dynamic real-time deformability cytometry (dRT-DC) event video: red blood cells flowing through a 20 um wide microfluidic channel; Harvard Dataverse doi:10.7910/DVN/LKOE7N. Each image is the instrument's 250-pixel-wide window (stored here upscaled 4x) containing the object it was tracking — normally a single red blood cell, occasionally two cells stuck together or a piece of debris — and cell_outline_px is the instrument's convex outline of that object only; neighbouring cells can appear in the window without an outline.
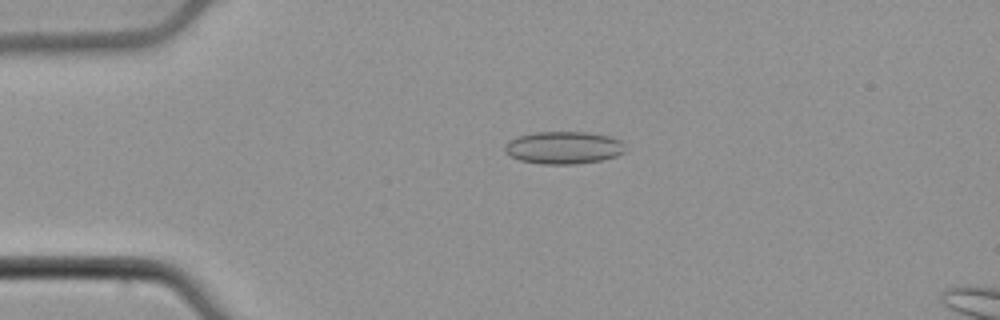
{"species": "common noctule bat (a hibernating species)", "species_latin": "Nyctalus noctula", "temperature_condition": "cold", "stored_images_in_passage": 54, "camera_frame_rate_fps": 3000, "um_per_image_px": 0.085, "animal": {"sex": "male", "body_mass_g": 21.5, "forearm_length_mm": 52.0}, "frame": {"image": 1, "passage_image": 13, "time_ms": 4.0, "image_size_px": [1000, 320], "cell_outline_px": [[624, 152], [616, 156], [600, 160], [576, 164], [540, 164], [520, 160], [512, 156], [504, 148], [504, 144], [516, 136], [536, 132], [588, 132], [612, 136], [620, 140], [624, 144]], "centroid_in_image_um": [47.92, 12.54], "position_along_channel_um": 37.1, "area_um2": 22.83}}
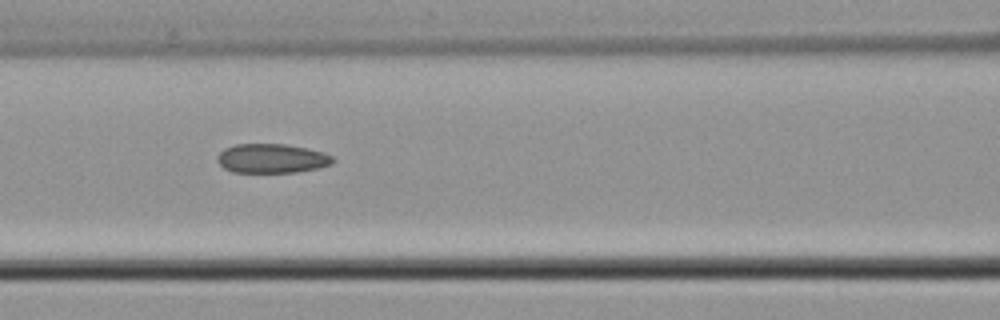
{"frame": {"image": 2, "passage_image": 24, "time_ms": 7.667, "image_size_px": [1000, 320], "cell_outline_px": [[336, 160], [332, 164], [316, 168], [296, 172], [232, 172], [224, 168], [216, 160], [216, 156], [224, 148], [236, 144], [284, 144], [308, 148], [324, 152], [332, 156]], "centroid_in_image_um": [23.1, 13.46], "position_along_channel_um": 143.5, "area_um2": 19.77}}
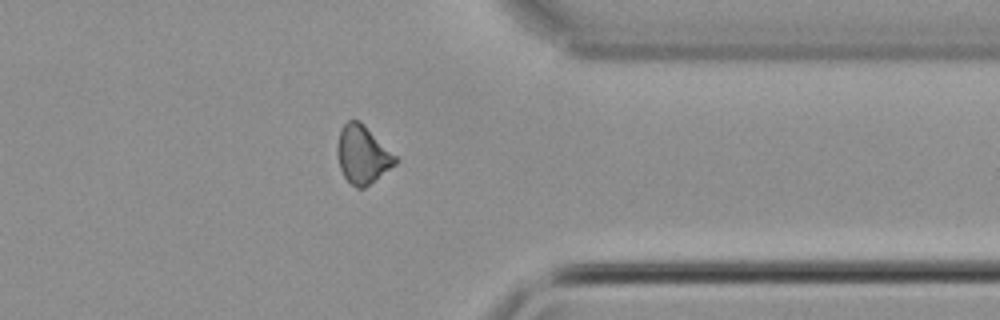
{"frame": {"image": 3, "passage_image": 43, "time_ms": 14.0, "image_size_px": [1000, 320], "cell_outline_px": [[400, 160], [396, 164], [364, 188], [356, 188], [344, 176], [340, 168], [336, 152], [336, 148], [340, 128], [348, 120], [360, 120]], "centroid_in_image_um": [30.8, 13.12], "position_along_channel_um": 380.6, "area_um2": 19.59}, "authors_computed_cell_mechanics": {"area_um2": 20.0855, "velocity_mm_per_s": 3.8821, "shape_relaxation_time_tau1_ms": null, "shape_relaxation_time_tau2_ms": 4.2771, "deformation_change_tau1": null, "deformation_change_tau2": 0.1067}}